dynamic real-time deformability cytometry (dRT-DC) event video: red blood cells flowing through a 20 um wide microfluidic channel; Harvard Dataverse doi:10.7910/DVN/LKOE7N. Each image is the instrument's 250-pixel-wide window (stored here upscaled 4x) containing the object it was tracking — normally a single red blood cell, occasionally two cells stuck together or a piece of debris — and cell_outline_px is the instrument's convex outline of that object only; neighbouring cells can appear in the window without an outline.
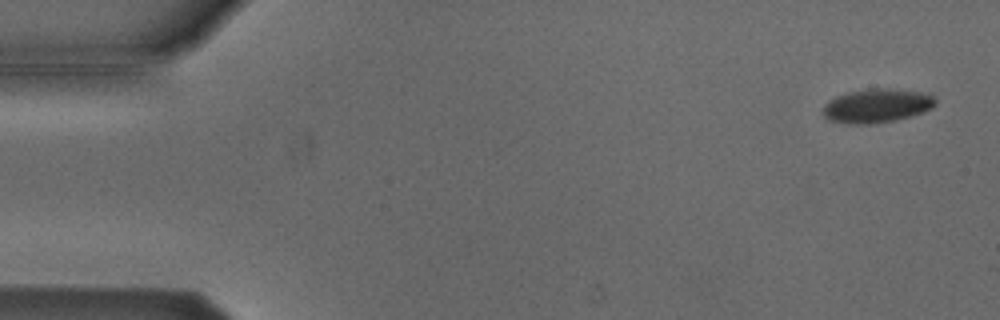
{"species": "Egyptian fruit bat (a non-hibernating species)", "species_latin": "Rousettus aegyptiacus", "temperature_condition": "cold", "stored_images_in_passage": 54, "camera_frame_rate_fps": 3000, "um_per_image_px": 0.085, "animal": {"sex": "male"}, "frame": {"image": 1, "passage_image": 3, "time_ms": 0.667, "image_size_px": [1000, 320], "cell_outline_px": [[936, 104], [932, 108], [924, 112], [912, 116], [892, 120], [868, 124], [844, 124], [828, 120], [824, 116], [824, 104], [828, 100], [836, 96], [848, 92], [876, 88], [884, 88], [920, 92], [932, 96], [936, 100]], "centroid_in_image_um": [74.5, 9.0], "position_along_channel_um": 10.5, "area_um2": 22.08}}
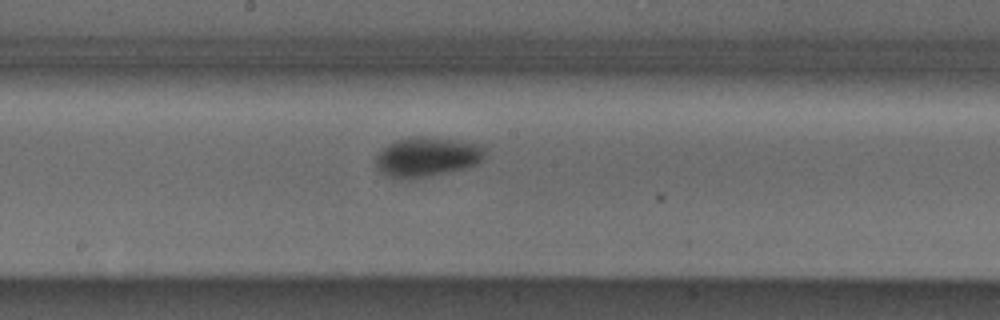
{"frame": {"image": 2, "passage_image": 29, "time_ms": 9.333, "image_size_px": [1000, 320], "cell_outline_px": [[484, 160], [476, 164], [464, 168], [412, 180], [388, 176], [380, 172], [376, 168], [376, 156], [388, 144], [396, 140], [412, 136], [424, 136], [456, 140], [484, 144]], "centroid_in_image_um": [36.3, 13.33], "position_along_channel_um": 211.9, "area_um2": 25.37}}
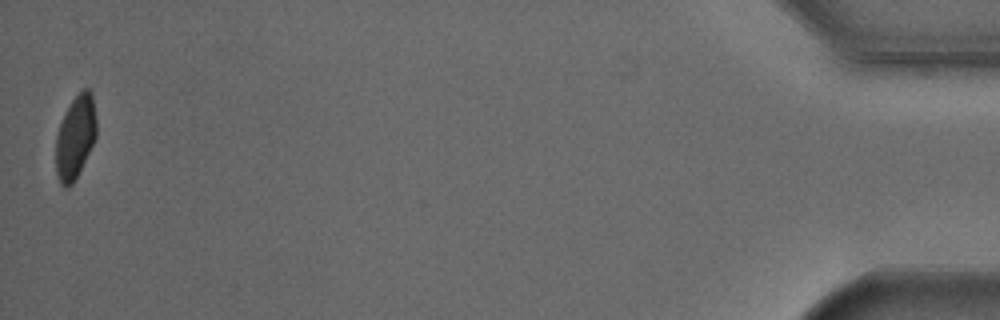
{"frame": {"image": 3, "passage_image": 54, "time_ms": 17.667, "image_size_px": [1000, 320], "cell_outline_px": [[96, 136], [72, 184], [68, 188], [64, 188], [60, 184], [56, 172], [56, 136], [60, 124], [72, 100], [84, 88], [88, 88], [92, 92], [96, 120]], "centroid_in_image_um": [6.4, 11.65], "position_along_channel_um": 428.8, "area_um2": 19.25}, "authors_computed_cell_mechanics": {"area_um2": 23.0911, "velocity_mm_per_s": 3.7991, "shape_relaxation_time_tau1_ms": 4.078, "shape_relaxation_time_tau2_ms": null, "deformation_change_tau1": 0.1042, "deformation_change_tau2": null}}